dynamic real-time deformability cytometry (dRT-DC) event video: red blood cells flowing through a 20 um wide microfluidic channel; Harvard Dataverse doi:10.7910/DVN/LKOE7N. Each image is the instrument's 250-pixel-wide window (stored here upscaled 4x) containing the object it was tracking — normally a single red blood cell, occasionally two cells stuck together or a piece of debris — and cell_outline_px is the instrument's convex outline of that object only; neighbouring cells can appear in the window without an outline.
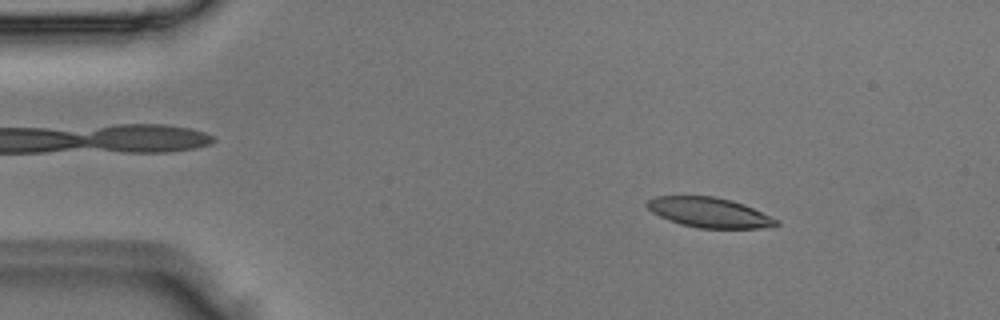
{"species": "Egyptian fruit bat (a non-hibernating species)", "species_latin": "Rousettus aegyptiacus", "temperature_condition": "room temperature", "stored_images_in_passage": 4, "camera_frame_rate_fps": 3000, "um_per_image_px": 0.085, "animal": {"sex": "male"}, "frame": {"image": 1, "passage_image": 2, "time_ms": 0.333, "image_size_px": [1000, 320], "cell_outline_px": [[780, 224], [772, 228], [700, 228], [680, 224], [668, 220], [652, 212], [644, 204], [648, 200], [656, 196], [716, 196], [732, 200], [744, 204], [780, 220]], "centroid_in_image_um": [60.33, 18.06], "position_along_channel_um": 24.7, "area_um2": 22.77}}
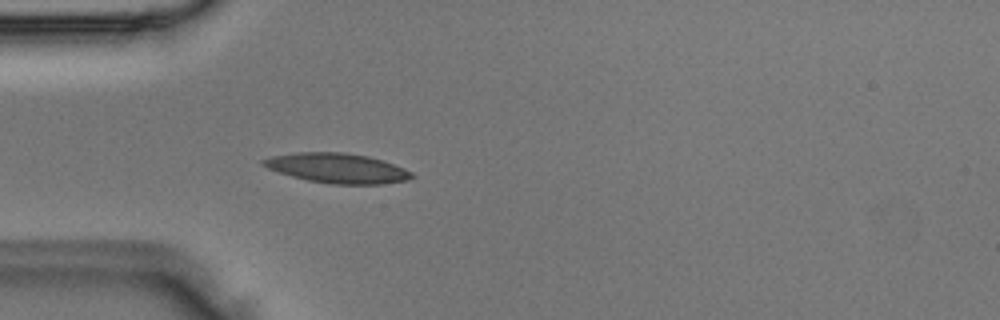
{"frame": {"image": 2, "passage_image": 4, "time_ms": 1.0, "image_size_px": [1000, 320], "cell_outline_px": [[416, 176], [408, 180], [384, 184], [332, 184], [308, 180], [292, 176], [268, 168], [260, 164], [260, 160], [272, 156], [296, 152], [344, 152], [368, 156], [384, 160], [404, 168], [412, 172]], "centroid_in_image_um": [28.7, 14.29], "position_along_channel_um": 56.3, "area_um2": 25.89}}